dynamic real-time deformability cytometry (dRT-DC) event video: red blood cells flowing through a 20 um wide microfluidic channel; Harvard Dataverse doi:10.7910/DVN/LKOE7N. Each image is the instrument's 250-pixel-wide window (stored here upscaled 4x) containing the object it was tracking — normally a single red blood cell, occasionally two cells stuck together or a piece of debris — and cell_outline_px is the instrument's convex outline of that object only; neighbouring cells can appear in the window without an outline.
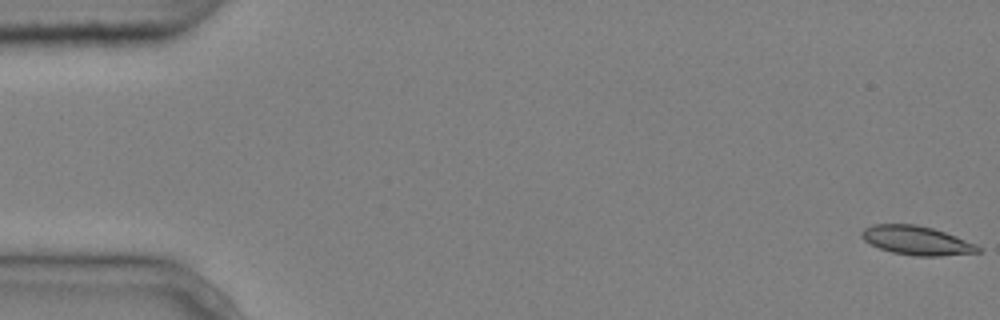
{"species": "common noctule bat (a hibernating species)", "species_latin": "Nyctalus noctula", "temperature_condition": "cold", "stored_images_in_passage": 3, "camera_frame_rate_fps": 3000, "um_per_image_px": 0.085, "animal": {"sex": "male", "body_mass_g": 20.4}, "frame": {"image": 1, "passage_image": 1, "time_ms": 0.0, "image_size_px": [1000, 320], "cell_outline_px": [[980, 252], [940, 256], [916, 256], [892, 252], [880, 248], [864, 240], [860, 236], [860, 232], [864, 228], [872, 224], [916, 224], [932, 228], [956, 236], [976, 244], [980, 248]], "centroid_in_image_um": [77.89, 20.43], "position_along_channel_um": 7.1, "area_um2": 19.54}}